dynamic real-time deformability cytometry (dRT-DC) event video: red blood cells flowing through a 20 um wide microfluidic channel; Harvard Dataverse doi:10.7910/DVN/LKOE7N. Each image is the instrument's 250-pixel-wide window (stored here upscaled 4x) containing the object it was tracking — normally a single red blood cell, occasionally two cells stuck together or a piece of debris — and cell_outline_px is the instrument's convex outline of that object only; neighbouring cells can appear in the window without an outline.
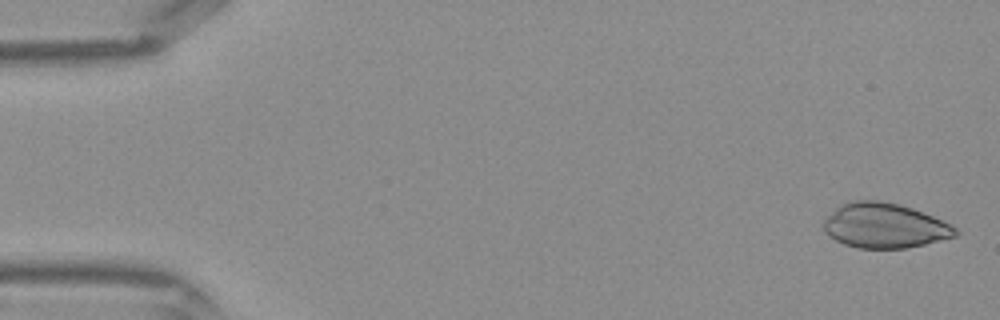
{"species": "Egyptian fruit bat (a non-hibernating species)", "species_latin": "Rousettus aegyptiacus", "temperature_condition": "warm", "stored_images_in_passage": 42, "camera_frame_rate_fps": 3000, "um_per_image_px": 0.085, "frame": {"image": 1, "passage_image": 1, "time_ms": 0.0, "image_size_px": [1000, 320], "cell_outline_px": [[960, 232], [956, 236], [924, 244], [904, 248], [860, 248], [844, 244], [828, 236], [824, 232], [820, 224], [836, 208], [848, 200], [876, 200], [900, 204], [912, 208], [932, 216], [956, 228]], "centroid_in_image_um": [75.13, 19.17], "position_along_channel_um": 9.9, "area_um2": 34.39}}
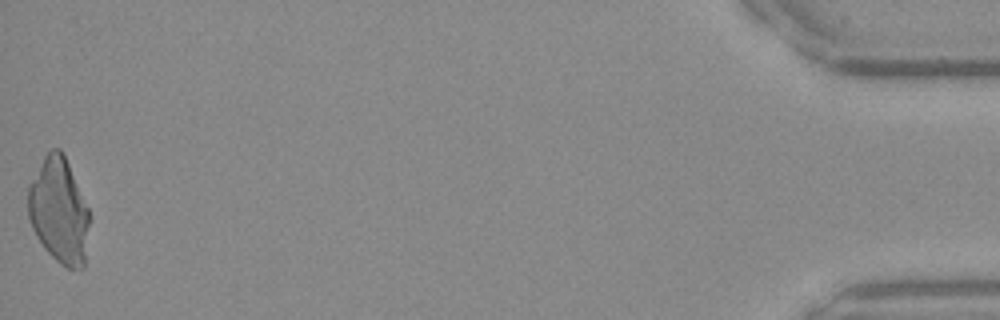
{"frame": {"image": 2, "passage_image": 42, "time_ms": 13.667, "image_size_px": [1000, 320], "cell_outline_px": [[88, 224], [84, 268], [68, 268], [60, 264], [44, 248], [36, 236], [32, 228], [28, 216], [28, 188], [44, 156], [52, 148], [60, 148], [68, 164], [88, 208]], "centroid_in_image_um": [4.99, 17.93], "position_along_channel_um": 430.2, "area_um2": 37.05}}